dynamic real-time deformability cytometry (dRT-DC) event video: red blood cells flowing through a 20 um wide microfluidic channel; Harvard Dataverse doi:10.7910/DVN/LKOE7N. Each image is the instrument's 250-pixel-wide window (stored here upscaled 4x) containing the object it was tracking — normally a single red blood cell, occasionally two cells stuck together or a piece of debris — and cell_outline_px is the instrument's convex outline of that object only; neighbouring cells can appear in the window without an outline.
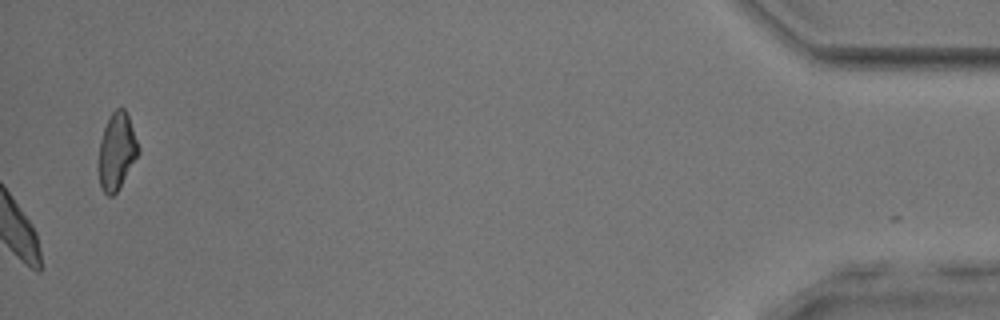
{"species": "common noctule bat (a hibernating species)", "species_latin": "Nyctalus noctula", "temperature_condition": "room temperature", "stored_images_in_passage": 51, "camera_frame_rate_fps": 3000, "um_per_image_px": 0.085, "animal": {"sex": "male", "body_mass_g": 17.9, "forearm_length_mm": 54.2}, "frame": {"image": 1, "passage_image": 51, "time_ms": 16.667, "image_size_px": [1000, 320], "cell_outline_px": [[140, 152], [116, 192], [112, 196], [108, 196], [100, 188], [96, 168], [100, 140], [108, 116], [116, 108], [124, 108], [128, 116], [140, 148]], "centroid_in_image_um": [9.88, 12.88], "position_along_channel_um": 425.3, "area_um2": 18.09}, "authors_computed_cell_mechanics": {"area_um2": 20.808, "velocity_mm_per_s": 3.8828, "shape_relaxation_time_tau1_ms": 2.7494, "shape_relaxation_time_tau2_ms": 2.346, "deformation_change_tau1": 0.0967, "deformation_change_tau2": 0.0702}}